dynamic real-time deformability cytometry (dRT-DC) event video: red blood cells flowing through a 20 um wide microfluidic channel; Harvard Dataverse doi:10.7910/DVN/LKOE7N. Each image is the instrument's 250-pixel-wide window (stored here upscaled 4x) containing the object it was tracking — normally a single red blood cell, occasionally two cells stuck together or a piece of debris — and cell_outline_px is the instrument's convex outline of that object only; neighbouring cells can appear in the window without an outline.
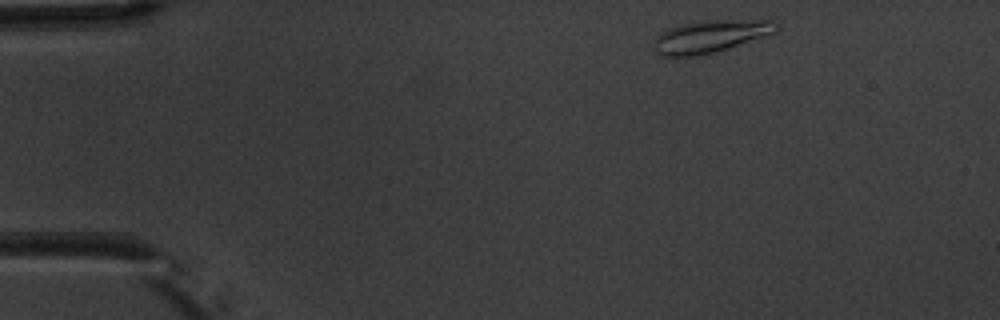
{"species": "common noctule bat (a hibernating species)", "species_latin": "Nyctalus noctula", "temperature_condition": "warm", "stored_images_in_passage": 5, "camera_frame_rate_fps": 3000, "um_per_image_px": 0.085, "animal": {"sex": "male", "body_mass_g": 20.1, "forearm_length_mm": 53.5}, "frame": {"image": 1, "passage_image": 1, "time_ms": 0.0, "image_size_px": [1000, 320], "cell_outline_px": [[780, 28], [776, 32], [768, 36], [712, 52], [696, 56], [660, 56], [652, 48], [652, 40], [656, 36], [668, 28], [680, 24], [704, 20], [776, 20], [780, 24]], "centroid_in_image_um": [60.39, 3.08], "position_along_channel_um": 24.6, "area_um2": 23.47}}
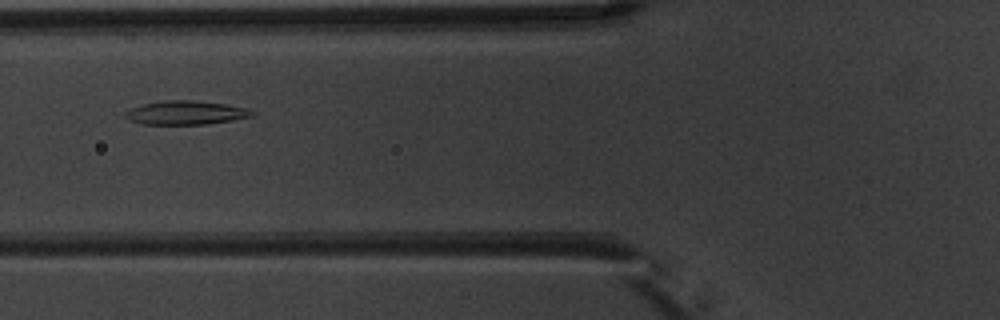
{"frame": {"image": 2, "passage_image": 4, "time_ms": 4.333, "image_size_px": [1000, 320], "cell_outline_px": [[256, 112], [252, 116], [232, 120], [204, 124], [140, 124], [128, 120], [124, 116], [124, 112], [132, 108], [144, 104], [168, 100], [192, 100], [224, 104], [244, 108]], "centroid_in_image_um": [15.75, 9.59], "position_along_channel_um": 110.1, "area_um2": 17.34}}
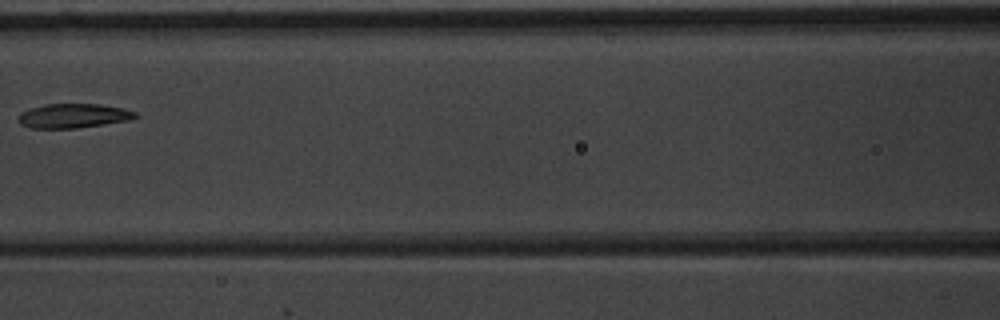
{"frame": {"image": 3, "passage_image": 5, "time_ms": 5.667, "image_size_px": [1000, 320], "cell_outline_px": [[140, 116], [128, 120], [76, 128], [28, 128], [20, 124], [20, 112], [28, 108], [44, 104], [100, 104], [124, 108], [136, 112]], "centroid_in_image_um": [6.23, 9.83], "position_along_channel_um": 160.4, "area_um2": 16.59}}